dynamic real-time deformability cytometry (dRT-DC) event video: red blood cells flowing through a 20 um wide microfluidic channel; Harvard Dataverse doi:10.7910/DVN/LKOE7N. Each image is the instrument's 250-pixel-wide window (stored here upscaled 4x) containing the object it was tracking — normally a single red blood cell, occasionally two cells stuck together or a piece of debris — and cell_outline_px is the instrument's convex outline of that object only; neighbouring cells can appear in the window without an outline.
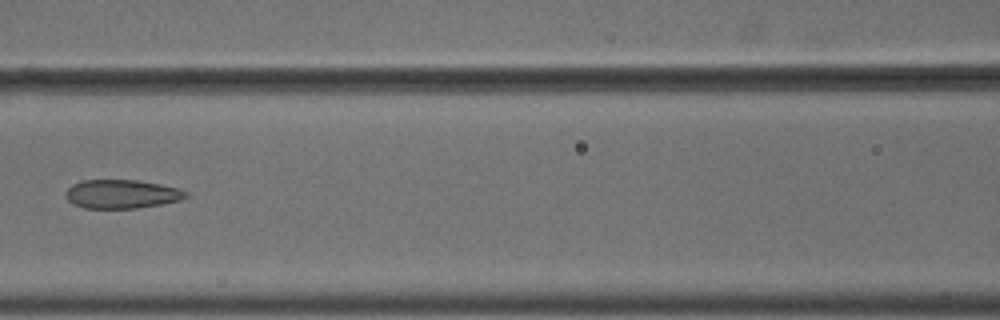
{"species": "common noctule bat (a hibernating species)", "species_latin": "Nyctalus noctula", "temperature_condition": "cold", "stored_images_in_passage": 7, "camera_frame_rate_fps": 3000, "um_per_image_px": 0.085, "animal": {"sex": "male", "body_mass_g": 18.8}, "frame": {"image": 1, "passage_image": 7, "time_ms": 2.0, "image_size_px": [1000, 320], "cell_outline_px": [[188, 196], [180, 200], [160, 204], [136, 208], [84, 208], [72, 204], [68, 200], [64, 192], [72, 184], [80, 180], [136, 180], [160, 184], [180, 188], [188, 192]], "centroid_in_image_um": [10.33, 16.49], "position_along_channel_um": 156.3, "area_um2": 20.23}}